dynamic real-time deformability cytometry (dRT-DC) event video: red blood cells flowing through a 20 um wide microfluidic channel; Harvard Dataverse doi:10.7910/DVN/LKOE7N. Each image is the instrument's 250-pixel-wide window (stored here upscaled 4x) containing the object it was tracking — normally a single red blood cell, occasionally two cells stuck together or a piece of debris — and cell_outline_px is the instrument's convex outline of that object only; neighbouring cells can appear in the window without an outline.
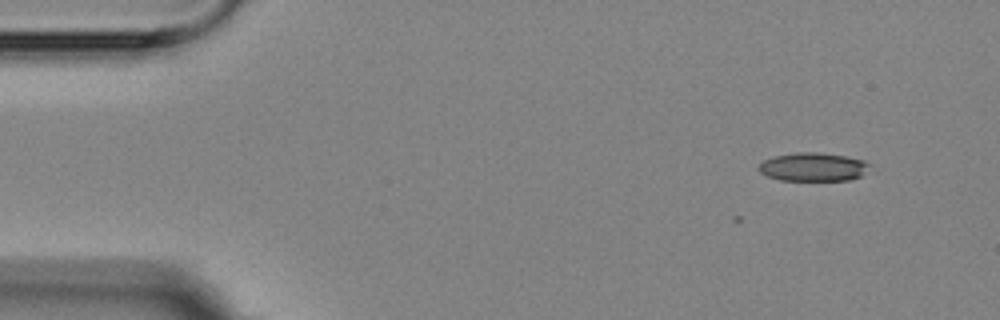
{"species": "Egyptian fruit bat (a non-hibernating species)", "species_latin": "Rousettus aegyptiacus", "temperature_condition": "room temperature", "stored_images_in_passage": 6, "camera_frame_rate_fps": 3000, "um_per_image_px": 0.085, "animal": {"sex": "female"}, "frame": {"image": 1, "passage_image": 2, "time_ms": 1.333, "image_size_px": [1000, 320], "cell_outline_px": [[872, 164], [860, 176], [848, 180], [780, 180], [768, 176], [760, 172], [760, 164], [764, 160], [772, 156], [796, 152], [812, 152], [844, 156], [864, 160]], "centroid_in_image_um": [69.11, 14.18], "position_along_channel_um": 15.9, "area_um2": 18.21}}
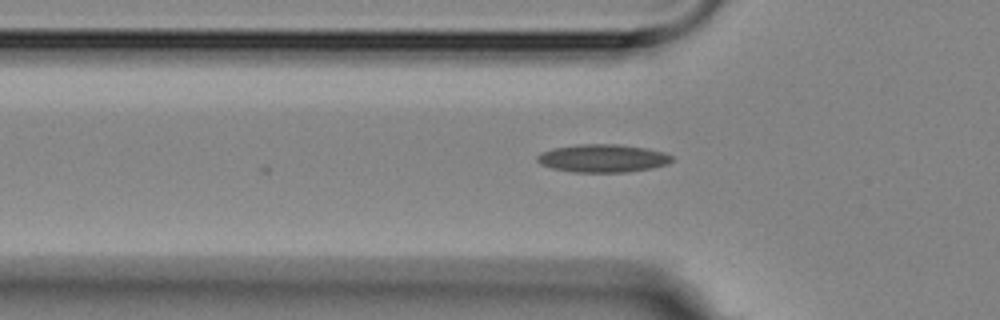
{"frame": {"image": 2, "passage_image": 6, "time_ms": 5.667, "image_size_px": [1000, 320], "cell_outline_px": [[672, 160], [668, 164], [652, 168], [628, 172], [572, 172], [552, 168], [540, 164], [536, 160], [536, 156], [540, 152], [552, 148], [576, 144], [616, 144], [644, 148], [664, 152], [672, 156]], "centroid_in_image_um": [51.19, 13.45], "position_along_channel_um": 74.6, "area_um2": 22.08}}